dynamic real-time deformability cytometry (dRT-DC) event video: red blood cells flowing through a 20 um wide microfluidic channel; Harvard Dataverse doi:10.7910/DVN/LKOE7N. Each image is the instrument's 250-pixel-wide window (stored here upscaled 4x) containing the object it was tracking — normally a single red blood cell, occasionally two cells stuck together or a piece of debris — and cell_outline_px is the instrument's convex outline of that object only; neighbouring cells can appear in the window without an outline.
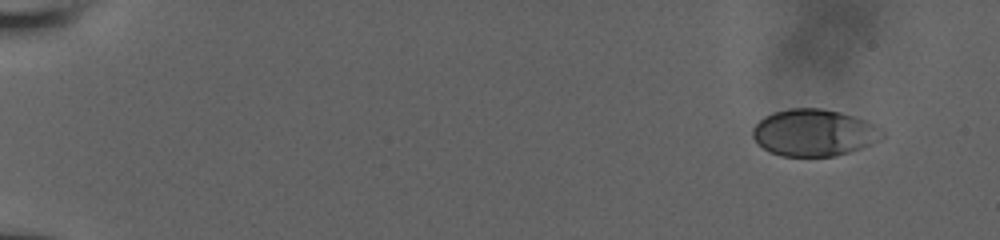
{"species": "human", "species_latin": "Homo sapiens", "temperature_condition": "room temperature", "stored_images_in_passage": 40, "camera_frame_rate_fps": 3000, "um_per_image_px": 0.085, "donor": {"sex": "male"}, "frame": {"image": 1, "passage_image": 1, "time_ms": 0.0, "image_size_px": [1000, 240], "cell_outline_px": [[884, 136], [880, 140], [872, 144], [836, 156], [780, 156], [768, 152], [752, 136], [752, 128], [764, 116], [772, 112], [792, 108], [820, 108], [840, 112], [876, 124], [884, 132]], "centroid_in_image_um": [69.19, 11.28], "position_along_channel_um": 15.8, "area_um2": 35.43}}
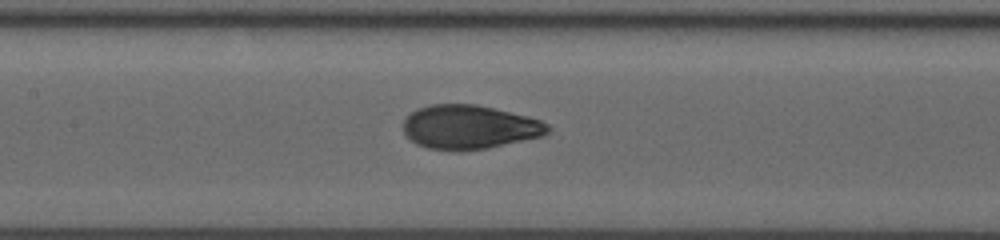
{"frame": {"image": 2, "passage_image": 23, "time_ms": 8.333, "image_size_px": [1000, 240], "cell_outline_px": [[552, 128], [544, 136], [488, 148], [456, 152], [428, 148], [416, 144], [404, 132], [404, 120], [416, 108], [428, 104], [476, 104], [528, 116], [540, 120], [548, 124]], "centroid_in_image_um": [39.91, 10.81], "position_along_channel_um": 167.5, "area_um2": 37.34}}
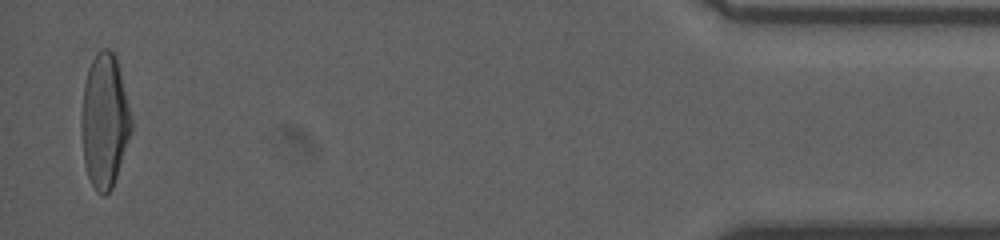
{"frame": {"image": 3, "passage_image": 40, "time_ms": 17.0, "image_size_px": [1000, 240], "cell_outline_px": [[132, 128], [112, 188], [104, 196], [96, 192], [88, 176], [84, 164], [80, 124], [84, 84], [88, 68], [96, 52], [100, 48], [108, 48], [116, 56], [132, 120]], "centroid_in_image_um": [8.86, 10.26], "position_along_channel_um": 426.3, "area_um2": 38.78}, "authors_computed_cell_mechanics": {"area_um2": 37.0209, "velocity_mm_per_s": 3.8594, "shape_relaxation_time_tau1_ms": 5.1761, "shape_relaxation_time_tau2_ms": null, "deformation_change_tau1": 0.2374, "deformation_change_tau2": null}}